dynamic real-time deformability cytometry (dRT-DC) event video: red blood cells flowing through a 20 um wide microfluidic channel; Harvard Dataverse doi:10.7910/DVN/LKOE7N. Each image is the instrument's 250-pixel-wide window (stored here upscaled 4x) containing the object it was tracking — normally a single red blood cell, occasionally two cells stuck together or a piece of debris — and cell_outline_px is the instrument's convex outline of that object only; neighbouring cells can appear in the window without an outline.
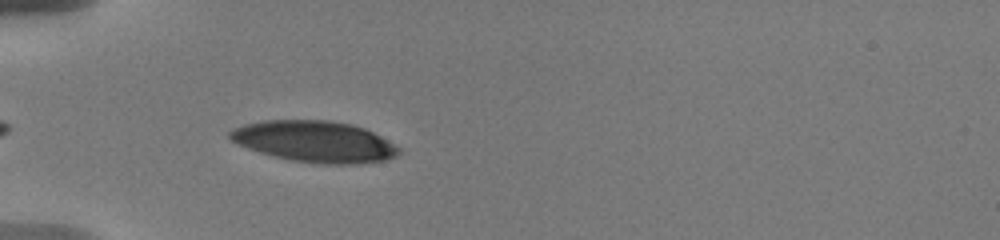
{"species": "human", "species_latin": "Homo sapiens", "temperature_condition": "warm", "stored_images_in_passage": 3, "camera_frame_rate_fps": 3000, "um_per_image_px": 0.085, "donor": {"sex": "male"}, "frame": {"image": 1, "passage_image": 1, "time_ms": 0.0, "image_size_px": [1000, 240], "cell_outline_px": [[400, 152], [396, 156], [384, 160], [356, 164], [324, 164], [292, 160], [260, 152], [248, 148], [232, 140], [228, 136], [228, 132], [232, 128], [244, 124], [264, 120], [328, 120], [352, 124], [364, 128], [396, 144], [400, 148]], "centroid_in_image_um": [26.76, 12.02], "position_along_channel_um": 58.2, "area_um2": 40.46}}
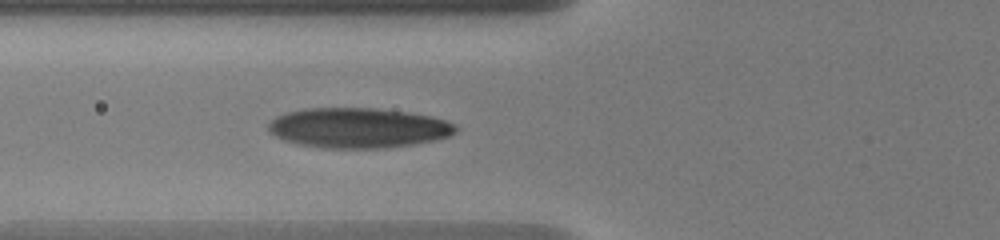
{"frame": {"image": 2, "passage_image": 3, "time_ms": 1.333, "image_size_px": [1000, 240], "cell_outline_px": [[456, 132], [448, 136], [432, 140], [412, 144], [384, 148], [324, 148], [300, 144], [284, 140], [268, 132], [268, 124], [276, 116], [288, 112], [304, 108], [376, 108], [432, 116], [444, 120], [452, 124], [456, 128]], "centroid_in_image_um": [30.4, 10.87], "position_along_channel_um": 95.4, "area_um2": 43.41}}